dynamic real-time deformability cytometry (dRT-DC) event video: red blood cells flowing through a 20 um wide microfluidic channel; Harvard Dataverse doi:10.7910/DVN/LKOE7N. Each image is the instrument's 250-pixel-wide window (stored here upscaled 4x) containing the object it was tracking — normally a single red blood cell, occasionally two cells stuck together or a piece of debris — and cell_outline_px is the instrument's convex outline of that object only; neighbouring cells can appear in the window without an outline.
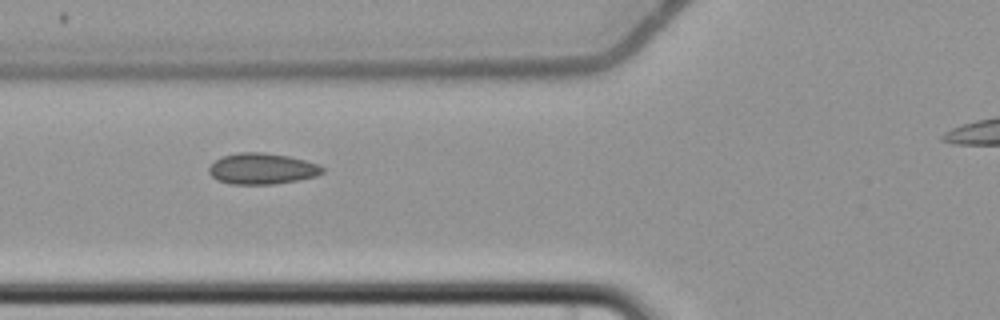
{"species": "common noctule bat (a hibernating species)", "species_latin": "Nyctalus noctula", "temperature_condition": "cold", "stored_images_in_passage": 10, "camera_frame_rate_fps": 3000, "um_per_image_px": 0.085, "animal": {"sex": "female", "body_mass_g": 22.7, "forearm_length_mm": 54.2}, "frame": {"image": 1, "passage_image": 7, "time_ms": 8.333, "image_size_px": [1000, 320], "cell_outline_px": [[324, 172], [316, 176], [300, 180], [276, 184], [228, 184], [216, 180], [208, 172], [208, 168], [216, 160], [224, 156], [236, 152], [264, 152], [288, 156], [320, 164], [324, 168]], "centroid_in_image_um": [22.29, 14.34], "position_along_channel_um": 103.5, "area_um2": 20.75}}
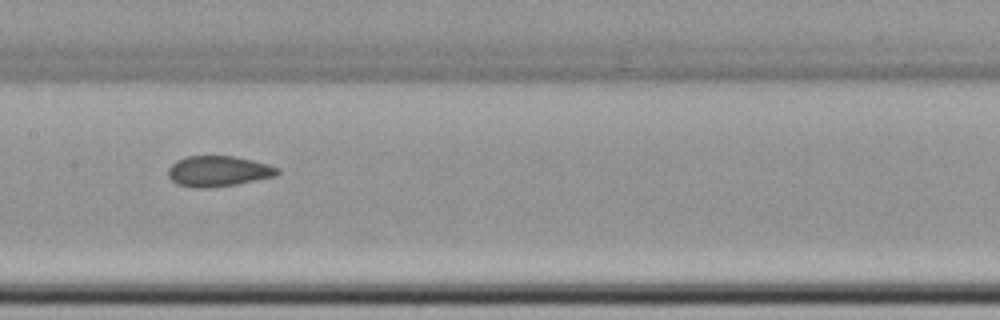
{"frame": {"image": 2, "passage_image": 9, "time_ms": 10.667, "image_size_px": [1000, 320], "cell_outline_px": [[280, 172], [276, 176], [236, 184], [208, 188], [192, 188], [176, 184], [168, 176], [168, 168], [176, 160], [184, 156], [232, 156], [252, 160], [268, 164], [280, 168]], "centroid_in_image_um": [18.54, 14.55], "position_along_channel_um": 188.9, "area_um2": 19.65}}